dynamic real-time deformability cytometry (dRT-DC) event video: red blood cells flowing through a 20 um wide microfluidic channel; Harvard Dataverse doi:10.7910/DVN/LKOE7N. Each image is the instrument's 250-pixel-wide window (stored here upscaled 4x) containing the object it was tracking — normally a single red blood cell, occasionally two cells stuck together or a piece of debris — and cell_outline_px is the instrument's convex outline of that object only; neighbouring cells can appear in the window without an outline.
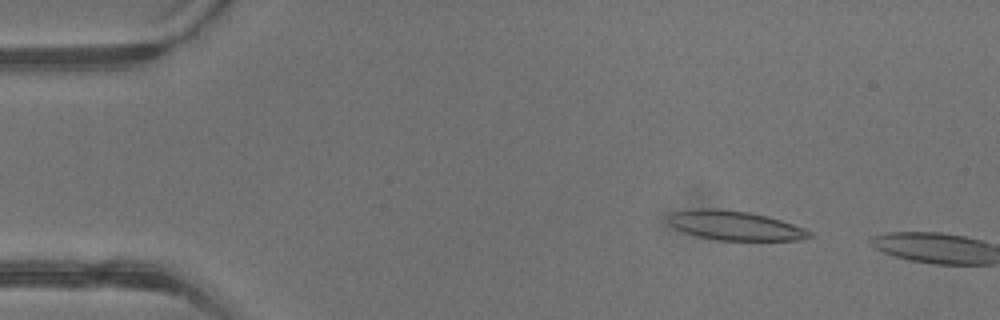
{"species": "common noctule bat (a hibernating species)", "species_latin": "Nyctalus noctula", "temperature_condition": "warm", "stored_images_in_passage": 2, "camera_frame_rate_fps": 3000, "um_per_image_px": 0.085, "animal": {"sex": "male", "body_mass_g": 13.3}, "frame": {"image": 1, "passage_image": 1, "time_ms": 0.0, "image_size_px": [1000, 320], "cell_outline_px": [[812, 236], [804, 240], [716, 240], [696, 236], [684, 232], [668, 224], [668, 216], [672, 212], [692, 208], [720, 208], [748, 212], [768, 216], [804, 228], [812, 232]], "centroid_in_image_um": [62.44, 19.16], "position_along_channel_um": 22.6, "area_um2": 24.33}}